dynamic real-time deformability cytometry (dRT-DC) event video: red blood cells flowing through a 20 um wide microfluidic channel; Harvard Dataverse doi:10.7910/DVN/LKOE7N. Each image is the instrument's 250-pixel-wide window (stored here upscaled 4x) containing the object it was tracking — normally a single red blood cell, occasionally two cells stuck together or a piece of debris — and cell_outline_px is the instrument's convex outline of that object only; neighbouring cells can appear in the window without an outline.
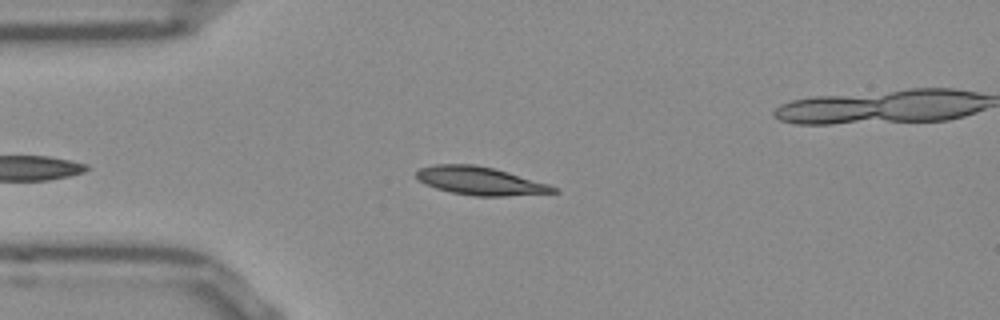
{"species": "Egyptian fruit bat (a non-hibernating species)", "species_latin": "Rousettus aegyptiacus", "temperature_condition": "room temperature", "stored_images_in_passage": 41, "camera_frame_rate_fps": 3000, "um_per_image_px": 0.085, "frame": {"image": 1, "passage_image": 5, "time_ms": 1.333, "image_size_px": [1000, 320], "cell_outline_px": [[560, 192], [504, 196], [476, 196], [452, 192], [436, 188], [424, 184], [416, 176], [416, 172], [420, 168], [432, 164], [472, 164], [492, 168], [508, 172], [548, 184], [556, 188]], "centroid_in_image_um": [40.79, 15.37], "position_along_channel_um": 44.2, "area_um2": 22.25}}
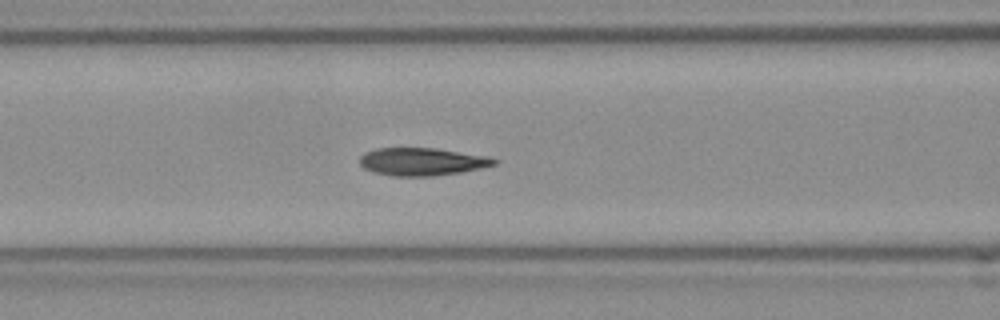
{"frame": {"image": 2, "passage_image": 13, "time_ms": 4.0, "image_size_px": [1000, 320], "cell_outline_px": [[500, 160], [496, 164], [480, 168], [460, 172], [432, 176], [392, 176], [372, 172], [364, 168], [360, 164], [360, 156], [364, 152], [376, 148], [436, 148], [488, 156]], "centroid_in_image_um": [35.86, 13.74], "position_along_channel_um": 130.7, "area_um2": 21.85}}
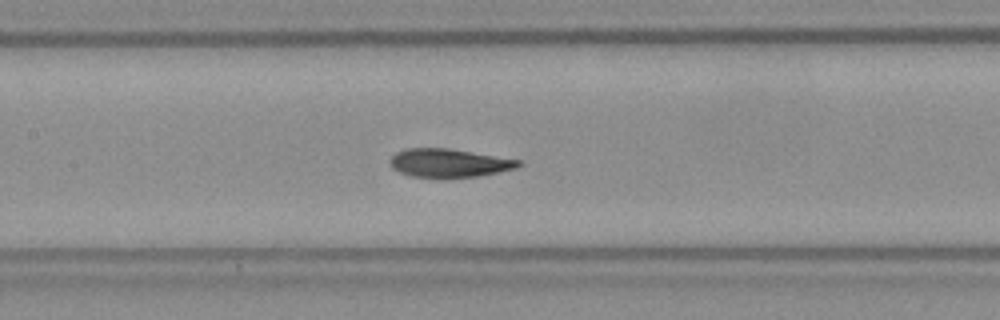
{"frame": {"image": 3, "passage_image": 16, "time_ms": 5.0, "image_size_px": [1000, 320], "cell_outline_px": [[524, 164], [516, 168], [476, 176], [444, 180], [440, 180], [412, 176], [400, 172], [392, 168], [388, 160], [396, 152], [408, 148], [448, 148], [520, 160]], "centroid_in_image_um": [38.12, 13.88], "position_along_channel_um": 169.3, "area_um2": 21.73}, "authors_computed_cell_mechanics": {"area_um2": 21.6172, "velocity_mm_per_s": 3.8342, "shape_relaxation_time_tau1_ms": 3.4419, "shape_relaxation_time_tau2_ms": 1.6348, "deformation_change_tau1": 0.1424, "deformation_change_tau2": 0.058}}